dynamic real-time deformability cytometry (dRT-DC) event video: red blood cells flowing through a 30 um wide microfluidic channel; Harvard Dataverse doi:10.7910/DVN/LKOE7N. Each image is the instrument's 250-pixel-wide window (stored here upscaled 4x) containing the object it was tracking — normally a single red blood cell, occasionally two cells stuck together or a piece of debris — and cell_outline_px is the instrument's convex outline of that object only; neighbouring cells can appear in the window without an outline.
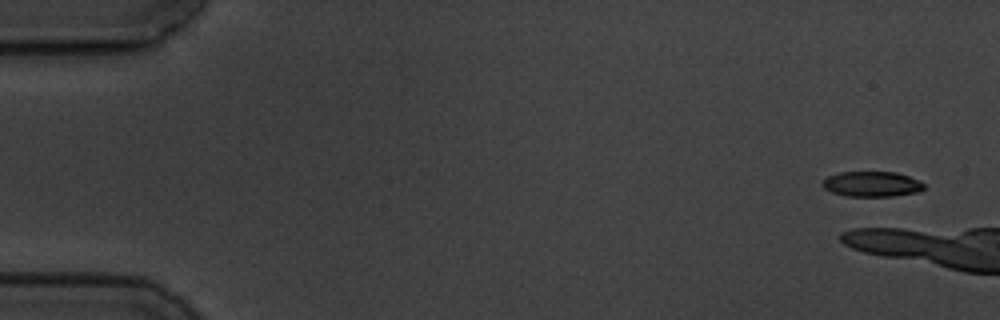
{"species": "common noctule bat (a hibernating species)", "species_latin": "Nyctalus noctula", "temperature_condition": "cold", "stored_images_in_passage": 6, "camera_frame_rate_fps": 3000, "um_per_image_px": 0.085, "animal": {"sex": "male", "body_mass_g": 19.5, "forearm_length_mm": 54.6}, "frame": {"image": 1, "passage_image": 1, "time_ms": 0.0, "image_size_px": [1000, 320], "cell_outline_px": [[924, 188], [920, 192], [892, 196], [844, 196], [832, 192], [824, 188], [820, 184], [828, 176], [840, 172], [896, 172], [908, 176], [924, 184]], "centroid_in_image_um": [74.08, 15.65], "position_along_channel_um": 10.9, "area_um2": 14.91}}